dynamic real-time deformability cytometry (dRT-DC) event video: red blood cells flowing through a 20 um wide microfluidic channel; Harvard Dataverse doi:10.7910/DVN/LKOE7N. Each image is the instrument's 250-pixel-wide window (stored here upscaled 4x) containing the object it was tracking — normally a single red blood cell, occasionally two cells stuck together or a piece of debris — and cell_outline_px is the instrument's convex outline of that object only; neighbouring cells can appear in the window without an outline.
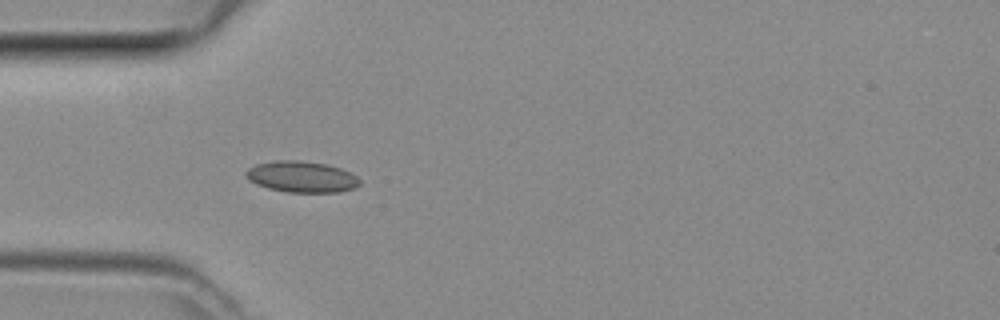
{"species": "common noctule bat (a hibernating species)", "species_latin": "Nyctalus noctula", "temperature_condition": "room temperature", "stored_images_in_passage": 4, "camera_frame_rate_fps": 3000, "um_per_image_px": 0.085, "animal": {"sex": "female", "body_mass_g": 29.2, "forearm_length_mm": 56.3}, "frame": {"image": 1, "passage_image": 4, "time_ms": 1.0, "image_size_px": [1000, 320], "cell_outline_px": [[360, 184], [356, 188], [340, 192], [288, 192], [268, 188], [256, 184], [248, 180], [244, 176], [244, 172], [248, 168], [256, 164], [276, 160], [300, 160], [328, 164], [340, 168], [356, 176], [360, 180]], "centroid_in_image_um": [25.62, 15.02], "position_along_channel_um": 59.4, "area_um2": 20.87}}